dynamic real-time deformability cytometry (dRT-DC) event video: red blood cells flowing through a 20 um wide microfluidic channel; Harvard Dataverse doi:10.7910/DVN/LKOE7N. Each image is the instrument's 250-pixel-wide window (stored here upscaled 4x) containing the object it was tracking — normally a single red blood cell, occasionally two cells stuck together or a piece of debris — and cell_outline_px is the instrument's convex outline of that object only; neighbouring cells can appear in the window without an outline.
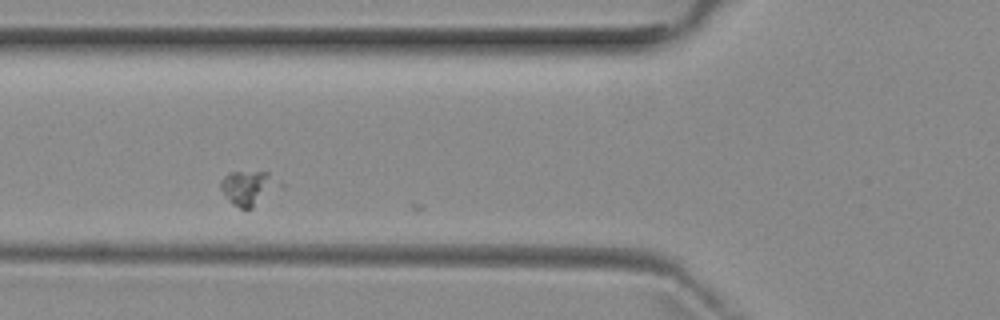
{"species": "common noctule bat (a hibernating species)", "species_latin": "Nyctalus noctula", "temperature_condition": "room temperature", "stored_images_in_passage": 7, "camera_frame_rate_fps": 3000, "um_per_image_px": 0.085, "animal": {"sex": "female", "body_mass_g": 29.2, "forearm_length_mm": 56.3}, "frame": {"image": 1, "passage_image": 3, "time_ms": 2.333, "image_size_px": [1000, 320], "cell_outline_px": [[284, 184], [252, 208], [240, 208], [232, 204], [220, 188], [220, 180], [228, 172], [268, 172]], "centroid_in_image_um": [21.13, 15.95], "position_along_channel_um": 104.7, "area_um2": 11.79}}
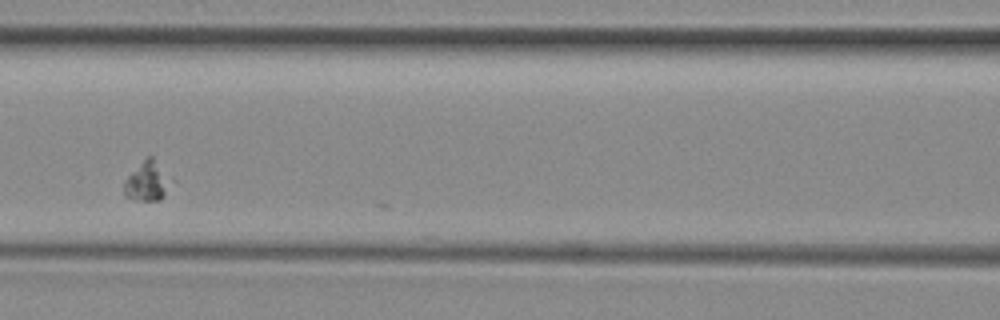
{"frame": {"image": 2, "passage_image": 4, "time_ms": 3.667, "image_size_px": [1000, 320], "cell_outline_px": [[176, 180], [164, 196], [160, 200], [132, 200], [124, 196], [124, 180], [148, 156], [152, 156]], "centroid_in_image_um": [12.6, 15.43], "position_along_channel_um": 154.0, "area_um2": 11.16}}